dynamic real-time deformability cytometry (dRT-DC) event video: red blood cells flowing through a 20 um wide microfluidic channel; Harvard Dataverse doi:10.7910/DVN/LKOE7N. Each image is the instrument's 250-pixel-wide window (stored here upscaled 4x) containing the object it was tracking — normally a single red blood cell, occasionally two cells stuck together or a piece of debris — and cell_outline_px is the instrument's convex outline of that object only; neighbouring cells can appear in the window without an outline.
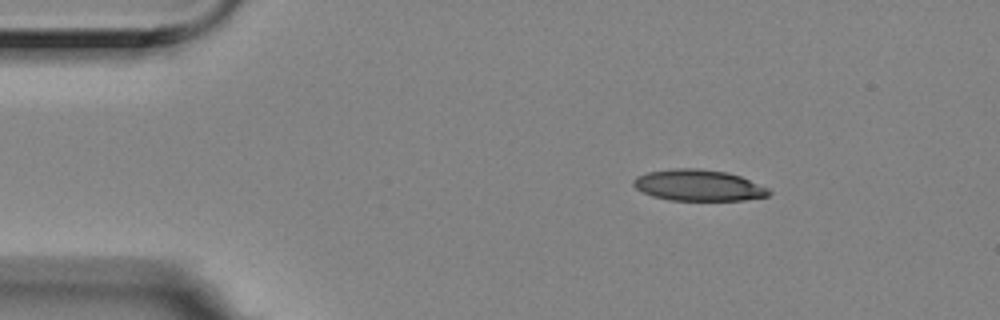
{"species": "Egyptian fruit bat (a non-hibernating species)", "species_latin": "Rousettus aegyptiacus", "temperature_condition": "room temperature", "stored_images_in_passage": 4, "segment_of_instrument_passage": [1, 2], "camera_frame_rate_fps": 3000, "um_per_image_px": 0.085, "animal": {"sex": "female"}, "frame": {"image": 1, "passage_image": 1, "time_ms": 0.0, "image_size_px": [1000, 320], "cell_outline_px": [[772, 192], [768, 196], [744, 200], [668, 200], [652, 196], [636, 188], [632, 184], [632, 180], [636, 176], [648, 172], [676, 168], [696, 168], [728, 172], [740, 176], [768, 188]], "centroid_in_image_um": [59.36, 15.75], "position_along_channel_um": 25.6, "area_um2": 24.62}}